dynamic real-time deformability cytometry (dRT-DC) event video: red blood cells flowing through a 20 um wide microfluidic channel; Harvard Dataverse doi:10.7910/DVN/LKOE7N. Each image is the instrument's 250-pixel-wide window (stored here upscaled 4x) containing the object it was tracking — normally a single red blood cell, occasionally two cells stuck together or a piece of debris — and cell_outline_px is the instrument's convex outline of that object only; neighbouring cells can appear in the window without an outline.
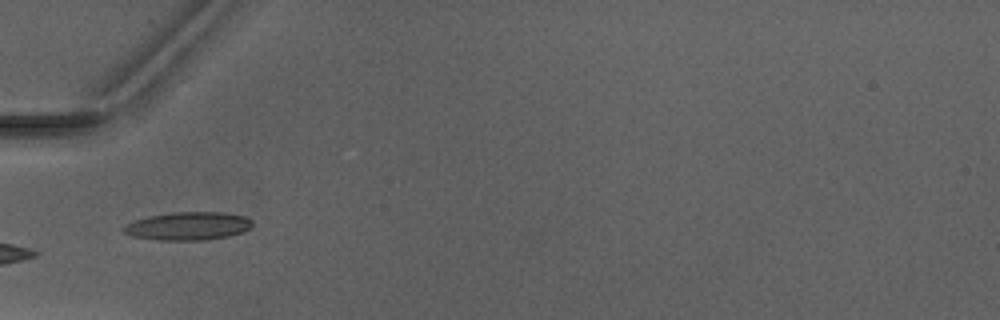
{"species": "Egyptian fruit bat (a non-hibernating species)", "species_latin": "Rousettus aegyptiacus", "temperature_condition": "warm", "stored_images_in_passage": 7, "camera_frame_rate_fps": 3000, "um_per_image_px": 0.085, "animal": {"sex": "male"}, "frame": {"image": 1, "passage_image": 6, "time_ms": 6.0, "image_size_px": [1000, 320], "cell_outline_px": [[252, 228], [244, 232], [228, 236], [204, 240], [160, 240], [132, 236], [124, 232], [120, 228], [124, 224], [148, 216], [172, 212], [224, 212], [244, 216], [252, 220]], "centroid_in_image_um": [15.99, 19.21], "position_along_channel_um": 69.0, "area_um2": 21.27}}
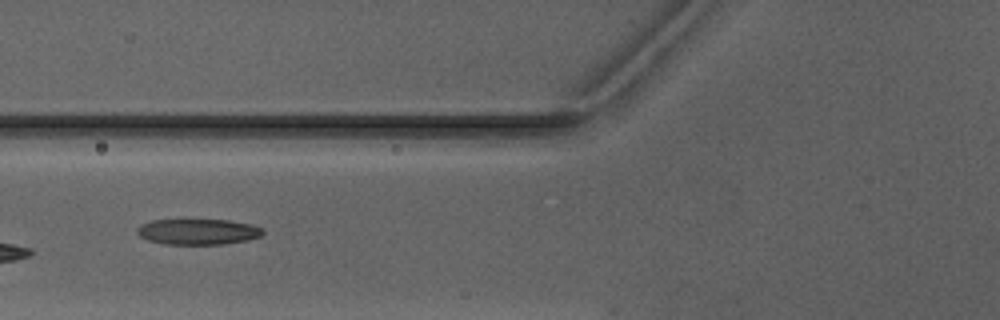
{"frame": {"image": 2, "passage_image": 7, "time_ms": 7.0, "image_size_px": [1000, 320], "cell_outline_px": [[264, 232], [260, 236], [248, 240], [224, 244], [164, 244], [148, 240], [140, 236], [136, 232], [136, 228], [140, 224], [152, 220], [228, 220], [252, 224], [264, 228]], "centroid_in_image_um": [16.83, 19.69], "position_along_channel_um": 109.0, "area_um2": 18.96}}